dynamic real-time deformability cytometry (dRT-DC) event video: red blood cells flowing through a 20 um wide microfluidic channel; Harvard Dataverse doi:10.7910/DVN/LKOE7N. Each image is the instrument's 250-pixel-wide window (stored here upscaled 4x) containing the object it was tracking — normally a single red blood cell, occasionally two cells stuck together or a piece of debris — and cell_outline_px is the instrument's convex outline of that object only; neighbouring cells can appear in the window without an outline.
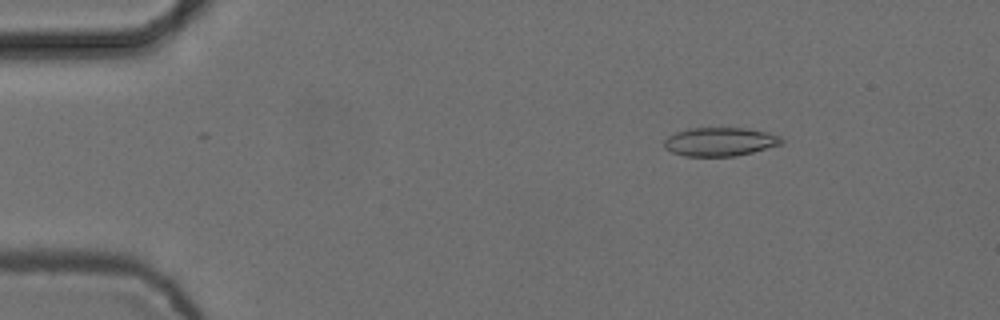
{"species": "common noctule bat (a hibernating species)", "species_latin": "Nyctalus noctula", "temperature_condition": "cold", "stored_images_in_passage": 2, "camera_frame_rate_fps": 3000, "um_per_image_px": 0.085, "animal": {"sex": "female", "body_mass_g": 24.6, "forearm_length_mm": 56.2}, "frame": {"image": 1, "passage_image": 1, "time_ms": 0.0, "image_size_px": [1000, 320], "cell_outline_px": [[784, 144], [736, 156], [684, 156], [672, 152], [664, 148], [664, 140], [668, 136], [676, 132], [688, 128], [744, 128], [768, 132], [780, 136], [784, 140]], "centroid_in_image_um": [61.21, 12.05], "position_along_channel_um": 23.8, "area_um2": 19.71}}